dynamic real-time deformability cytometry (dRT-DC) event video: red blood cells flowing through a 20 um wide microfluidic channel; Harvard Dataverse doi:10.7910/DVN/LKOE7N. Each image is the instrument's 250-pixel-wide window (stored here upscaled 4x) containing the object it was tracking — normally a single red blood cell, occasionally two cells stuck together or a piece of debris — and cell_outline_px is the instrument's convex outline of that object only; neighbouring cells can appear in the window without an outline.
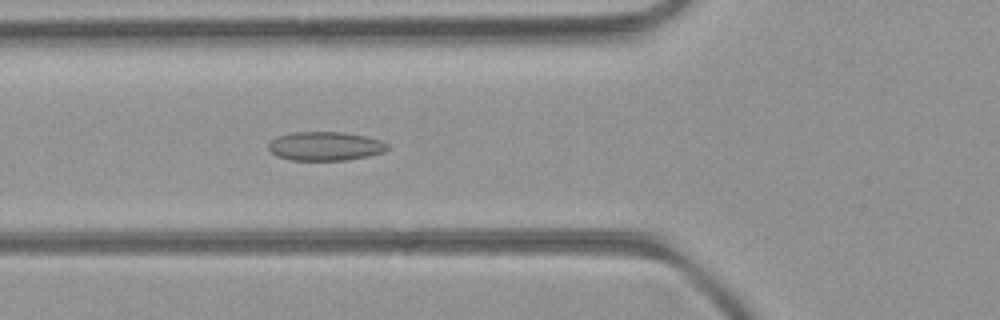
{"species": "common noctule bat (a hibernating species)", "species_latin": "Nyctalus noctula", "temperature_condition": "room temperature", "stored_images_in_passage": 26, "camera_frame_rate_fps": 3000, "um_per_image_px": 0.085, "animal": {"sex": "female", "body_mass_g": 21.9}, "frame": {"image": 1, "passage_image": 3, "time_ms": 0.667, "image_size_px": [1000, 320], "cell_outline_px": [[388, 148], [384, 152], [368, 156], [348, 160], [288, 160], [276, 156], [268, 148], [268, 144], [276, 136], [292, 132], [344, 132], [364, 136], [380, 140], [388, 144]], "centroid_in_image_um": [27.62, 12.42], "position_along_channel_um": 98.2, "area_um2": 20.11}}
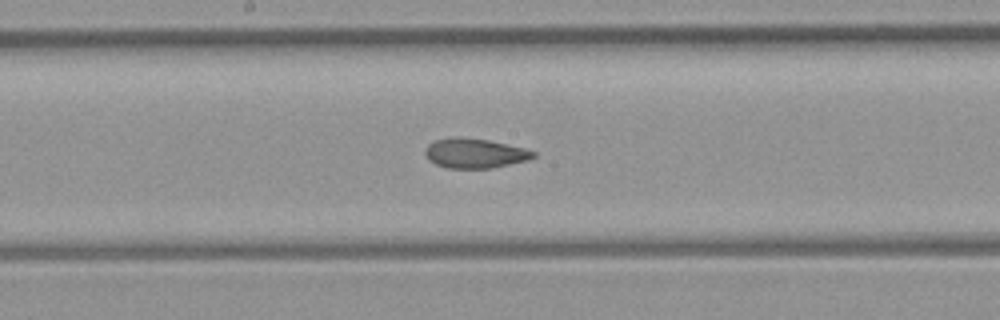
{"frame": {"image": 2, "passage_image": 11, "time_ms": 3.333, "image_size_px": [1000, 320], "cell_outline_px": [[536, 156], [528, 160], [492, 168], [444, 168], [428, 160], [424, 152], [428, 144], [436, 140], [488, 140], [524, 148], [536, 152]], "centroid_in_image_um": [40.39, 13.08], "position_along_channel_um": 207.8, "area_um2": 17.98}}
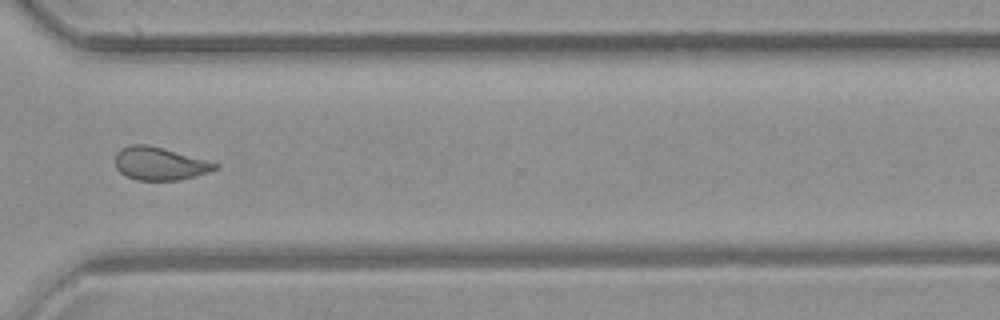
{"frame": {"image": 3, "passage_image": 22, "time_ms": 7.0, "image_size_px": [1000, 320], "cell_outline_px": [[220, 168], [196, 176], [180, 180], [136, 180], [120, 172], [116, 168], [116, 152], [120, 148], [132, 144], [148, 144], [220, 164]], "centroid_in_image_um": [13.58, 13.91], "position_along_channel_um": 357.0, "area_um2": 19.13}}